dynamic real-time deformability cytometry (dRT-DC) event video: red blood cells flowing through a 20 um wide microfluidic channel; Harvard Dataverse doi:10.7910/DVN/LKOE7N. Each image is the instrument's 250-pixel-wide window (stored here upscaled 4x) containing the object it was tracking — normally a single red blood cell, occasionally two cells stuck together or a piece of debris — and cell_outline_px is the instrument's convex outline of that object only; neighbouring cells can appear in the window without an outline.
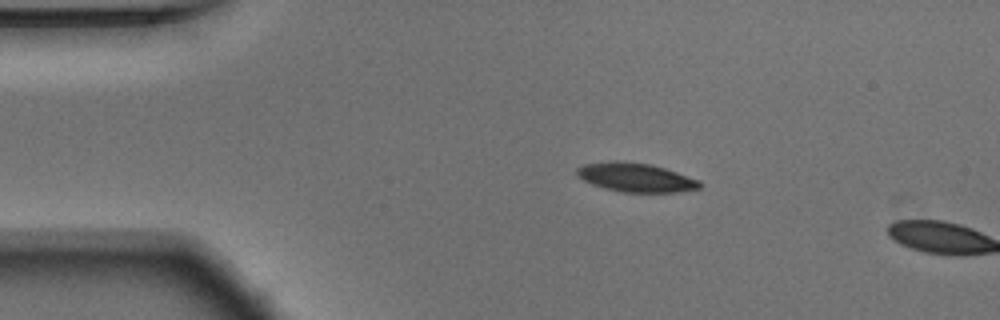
{"species": "Egyptian fruit bat (a non-hibernating species)", "species_latin": "Rousettus aegyptiacus", "temperature_condition": "warm", "stored_images_in_passage": 10, "camera_frame_rate_fps": 3000, "um_per_image_px": 0.085, "animal": {"sex": "male"}, "frame": {"image": 1, "passage_image": 9, "time_ms": 2.667, "image_size_px": [1000, 320], "cell_outline_px": [[704, 184], [700, 188], [676, 192], [620, 192], [604, 188], [592, 184], [576, 176], [576, 168], [584, 164], [612, 160], [620, 160], [652, 164], [700, 180]], "centroid_in_image_um": [54.02, 15.07], "position_along_channel_um": 31.0, "area_um2": 20.92}}